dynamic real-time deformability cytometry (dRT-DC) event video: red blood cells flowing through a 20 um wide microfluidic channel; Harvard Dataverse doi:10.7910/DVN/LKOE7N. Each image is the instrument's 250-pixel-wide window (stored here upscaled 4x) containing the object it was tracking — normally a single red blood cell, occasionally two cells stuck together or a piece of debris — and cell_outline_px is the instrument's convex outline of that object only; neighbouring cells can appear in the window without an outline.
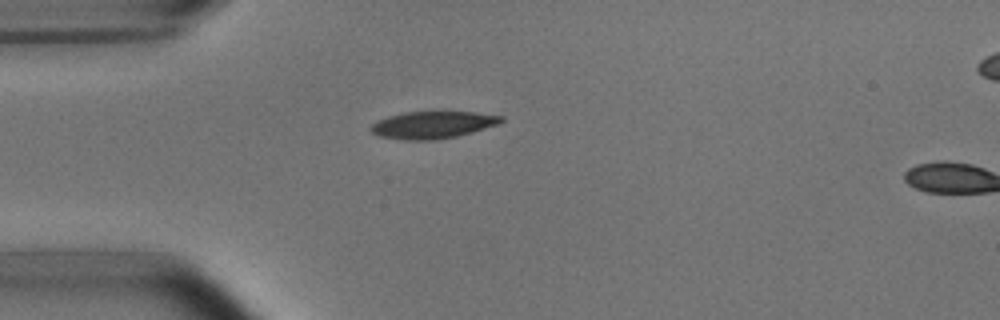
{"species": "common noctule bat (a hibernating species)", "species_latin": "Nyctalus noctula", "temperature_condition": "room temperature", "stored_images_in_passage": 5, "segment_of_instrument_passage": [1, 2], "camera_frame_rate_fps": 3000, "um_per_image_px": 0.085, "animal": {"sex": "male", "body_mass_g": 15.6}, "frame": {"image": 1, "passage_image": 4, "time_ms": 4.333, "image_size_px": [1000, 320], "cell_outline_px": [[504, 120], [500, 124], [472, 132], [456, 136], [436, 140], [404, 140], [380, 136], [372, 132], [368, 128], [376, 120], [388, 116], [404, 112], [476, 112], [504, 116]], "centroid_in_image_um": [36.78, 10.61], "position_along_channel_um": 48.2, "area_um2": 20.75}}